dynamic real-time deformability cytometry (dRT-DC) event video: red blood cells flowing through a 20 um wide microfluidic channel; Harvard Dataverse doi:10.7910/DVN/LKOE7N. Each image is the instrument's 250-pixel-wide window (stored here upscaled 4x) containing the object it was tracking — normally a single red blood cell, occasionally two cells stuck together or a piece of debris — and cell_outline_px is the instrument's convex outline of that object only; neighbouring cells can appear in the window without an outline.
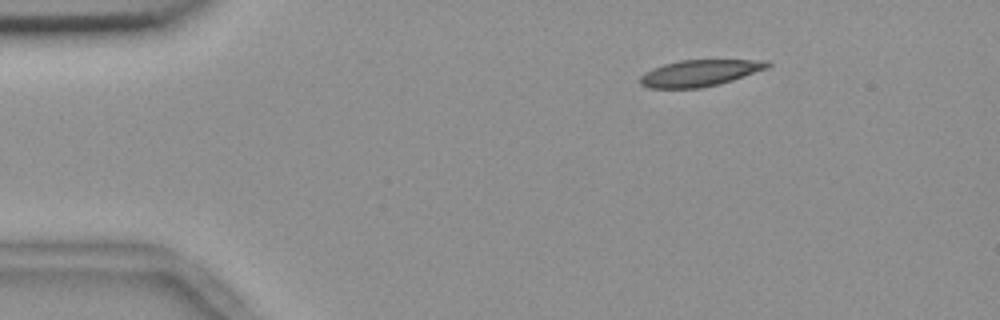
{"species": "common noctule bat (a hibernating species)", "species_latin": "Nyctalus noctula", "temperature_condition": "room temperature", "stored_images_in_passage": 6, "camera_frame_rate_fps": 3000, "um_per_image_px": 0.085, "animal": {"sex": "female", "body_mass_g": 18.4}, "frame": {"image": 1, "passage_image": 1, "time_ms": 0.0, "image_size_px": [1000, 320], "cell_outline_px": [[772, 64], [768, 68], [720, 84], [700, 88], [648, 88], [640, 84], [640, 76], [644, 72], [652, 68], [664, 64], [680, 60], [768, 60]], "centroid_in_image_um": [59.47, 6.21], "position_along_channel_um": 25.5, "area_um2": 19.71}}
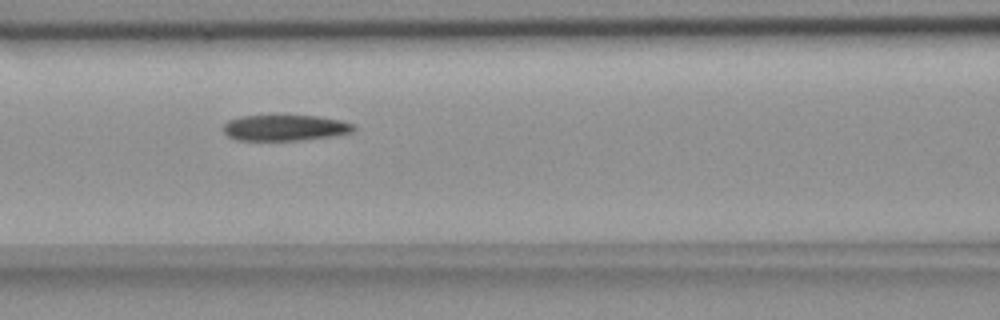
{"frame": {"image": 2, "passage_image": 5, "time_ms": 1.333, "image_size_px": [1000, 320], "cell_outline_px": [[356, 128], [352, 132], [332, 136], [300, 140], [236, 140], [228, 136], [224, 132], [224, 124], [228, 120], [240, 116], [316, 116], [340, 120], [356, 124]], "centroid_in_image_um": [24.24, 10.86], "position_along_channel_um": 142.4, "area_um2": 19.59}}
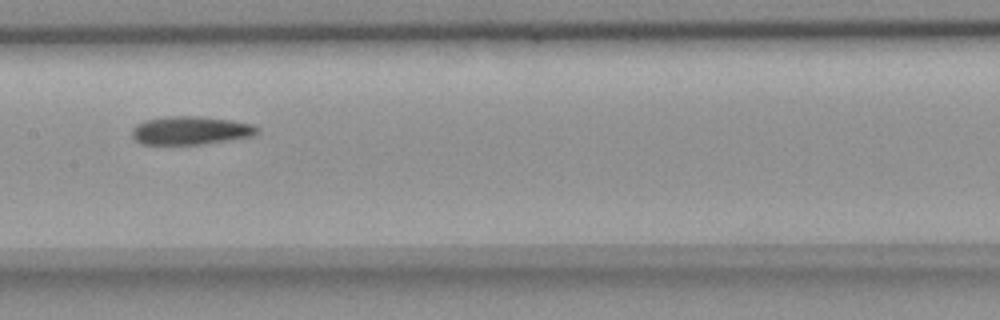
{"frame": {"image": 3, "passage_image": 6, "time_ms": 1.667, "image_size_px": [1000, 320], "cell_outline_px": [[260, 128], [252, 136], [204, 144], [144, 144], [136, 140], [132, 136], [132, 128], [136, 124], [144, 120], [168, 116], [200, 116], [228, 120], [252, 124]], "centroid_in_image_um": [16.17, 11.08], "position_along_channel_um": 191.2, "area_um2": 20.52}}